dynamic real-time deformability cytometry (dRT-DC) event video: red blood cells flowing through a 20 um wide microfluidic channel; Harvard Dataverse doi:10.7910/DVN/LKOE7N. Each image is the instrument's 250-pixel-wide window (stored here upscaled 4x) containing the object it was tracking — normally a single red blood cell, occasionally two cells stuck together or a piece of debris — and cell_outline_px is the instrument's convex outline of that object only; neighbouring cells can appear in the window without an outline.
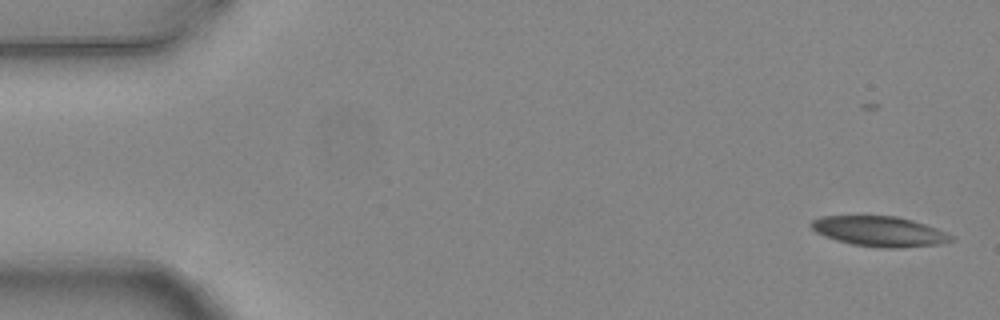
{"species": "common noctule bat (a hibernating species)", "species_latin": "Nyctalus noctula", "temperature_condition": "warm", "stored_images_in_passage": 6, "camera_frame_rate_fps": 3000, "um_per_image_px": 0.085, "animal": {"sex": "female", "body_mass_g": 24.6, "forearm_length_mm": 56.2}, "frame": {"image": 1, "passage_image": 2, "time_ms": 0.333, "image_size_px": [1000, 320], "cell_outline_px": [[956, 240], [940, 244], [896, 248], [880, 248], [852, 244], [836, 240], [824, 236], [816, 232], [808, 224], [812, 220], [820, 216], [896, 216], [912, 220], [936, 228], [952, 236]], "centroid_in_image_um": [74.73, 19.67], "position_along_channel_um": 10.3, "area_um2": 24.57}}
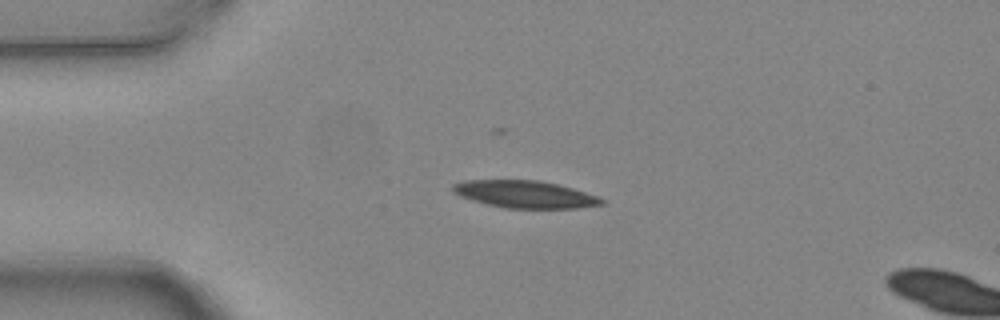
{"frame": {"image": 2, "passage_image": 5, "time_ms": 1.333, "image_size_px": [1000, 320], "cell_outline_px": [[608, 200], [604, 204], [576, 208], [504, 208], [472, 200], [460, 196], [452, 192], [452, 184], [464, 180], [540, 180], [572, 188]], "centroid_in_image_um": [44.61, 16.51], "position_along_channel_um": 40.4, "area_um2": 23.64}}